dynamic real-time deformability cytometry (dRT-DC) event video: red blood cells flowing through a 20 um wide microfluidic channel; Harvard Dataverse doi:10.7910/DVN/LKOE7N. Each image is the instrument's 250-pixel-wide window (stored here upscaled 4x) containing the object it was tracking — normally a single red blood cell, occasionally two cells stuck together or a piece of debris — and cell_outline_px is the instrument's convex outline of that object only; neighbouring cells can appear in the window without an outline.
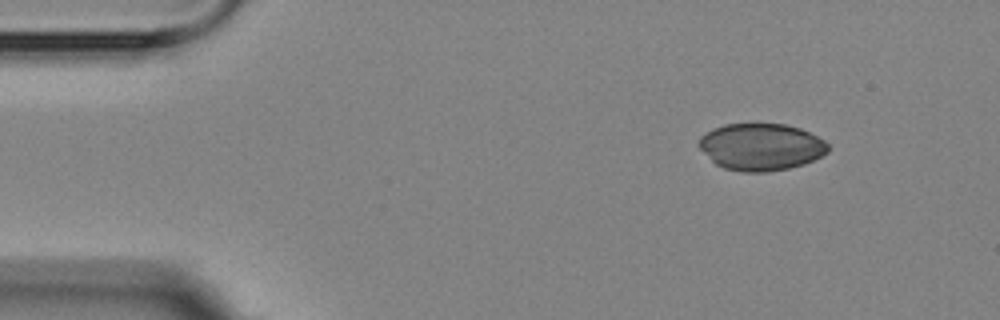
{"species": "Egyptian fruit bat (a non-hibernating species)", "species_latin": "Rousettus aegyptiacus", "temperature_condition": "room temperature", "stored_images_in_passage": 5, "camera_frame_rate_fps": 3000, "um_per_image_px": 0.085, "animal": {"sex": "female"}, "frame": {"image": 1, "passage_image": 1, "time_ms": 0.0, "image_size_px": [1000, 320], "cell_outline_px": [[828, 152], [804, 164], [788, 168], [768, 172], [740, 172], [724, 168], [716, 164], [696, 144], [700, 136], [712, 128], [724, 124], [784, 124], [800, 128], [824, 140], [828, 144]], "centroid_in_image_um": [64.66, 12.48], "position_along_channel_um": 20.3, "area_um2": 35.37}}